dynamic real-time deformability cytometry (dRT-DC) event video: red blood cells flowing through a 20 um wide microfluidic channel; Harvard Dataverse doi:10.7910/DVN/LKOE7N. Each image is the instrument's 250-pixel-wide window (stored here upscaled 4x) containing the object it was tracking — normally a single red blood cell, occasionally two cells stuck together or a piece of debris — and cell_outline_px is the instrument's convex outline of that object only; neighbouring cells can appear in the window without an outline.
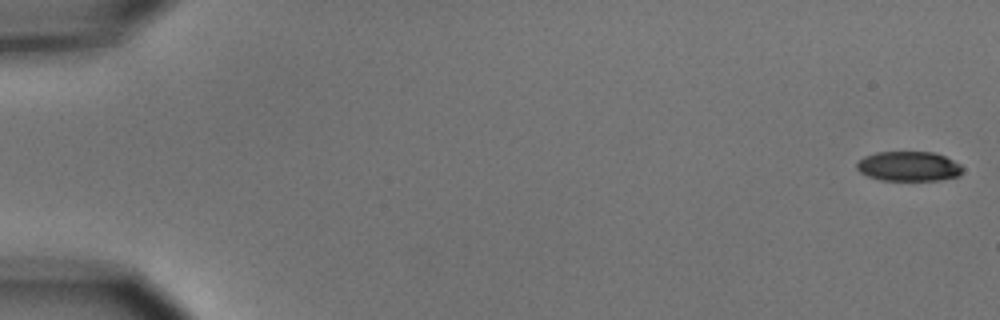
{"species": "common noctule bat (a hibernating species)", "species_latin": "Nyctalus noctula", "temperature_condition": "cold", "stored_images_in_passage": 2, "camera_frame_rate_fps": 3000, "um_per_image_px": 0.085, "animal": {"sex": "male", "body_mass_g": 15.6}, "frame": {"image": 1, "passage_image": 2, "time_ms": 1.333, "image_size_px": [1000, 320], "cell_outline_px": [[964, 168], [960, 176], [940, 180], [880, 180], [868, 176], [860, 172], [856, 168], [856, 164], [864, 156], [876, 152], [932, 152], [944, 156], [960, 164]], "centroid_in_image_um": [77.25, 14.14], "position_along_channel_um": 7.8, "area_um2": 18.38}}